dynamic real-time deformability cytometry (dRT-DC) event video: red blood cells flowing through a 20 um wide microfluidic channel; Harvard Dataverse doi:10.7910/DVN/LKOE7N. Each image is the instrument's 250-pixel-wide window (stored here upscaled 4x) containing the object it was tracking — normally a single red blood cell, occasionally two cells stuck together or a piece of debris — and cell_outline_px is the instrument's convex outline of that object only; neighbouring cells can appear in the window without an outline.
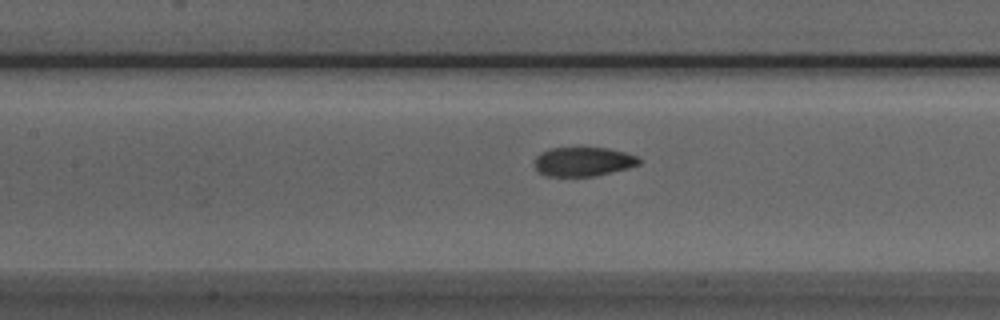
{"species": "Egyptian fruit bat (a non-hibernating species)", "species_latin": "Rousettus aegyptiacus", "temperature_condition": "room temperature", "stored_images_in_passage": 21, "camera_frame_rate_fps": 3000, "um_per_image_px": 0.085, "animal": {"sex": "male"}, "frame": {"image": 1, "passage_image": 12, "time_ms": 3.667, "image_size_px": [1000, 320], "cell_outline_px": [[640, 164], [628, 168], [596, 176], [548, 176], [540, 172], [536, 168], [536, 156], [540, 152], [552, 148], [608, 148], [624, 152], [636, 156], [640, 160]], "centroid_in_image_um": [49.59, 13.74], "position_along_channel_um": 157.8, "area_um2": 17.57}}
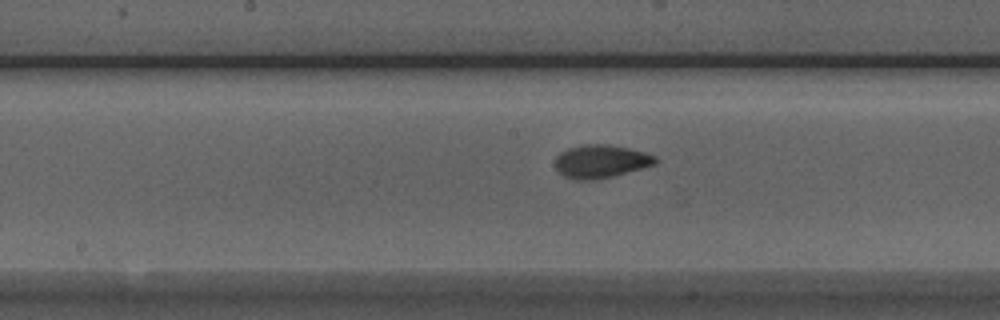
{"frame": {"image": 2, "passage_image": 15, "time_ms": 4.667, "image_size_px": [1000, 320], "cell_outline_px": [[660, 160], [656, 164], [600, 180], [572, 180], [564, 176], [556, 168], [556, 156], [560, 152], [568, 148], [584, 144], [608, 144], [628, 148], [644, 152], [656, 156]], "centroid_in_image_um": [51.09, 13.73], "position_along_channel_um": 197.1, "area_um2": 19.59}}
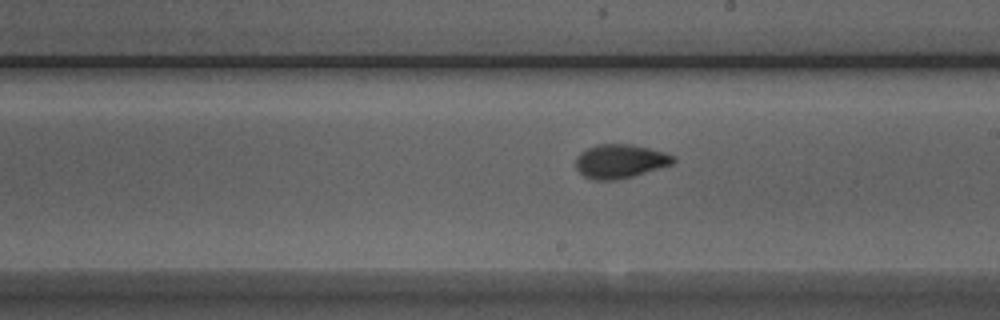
{"frame": {"image": 3, "passage_image": 18, "time_ms": 5.667, "image_size_px": [1000, 320], "cell_outline_px": [[676, 160], [672, 164], [632, 176], [612, 180], [596, 180], [584, 176], [576, 168], [576, 156], [580, 152], [596, 144], [632, 144], [664, 152], [676, 156]], "centroid_in_image_um": [52.7, 13.69], "position_along_channel_um": 236.3, "area_um2": 19.13}}